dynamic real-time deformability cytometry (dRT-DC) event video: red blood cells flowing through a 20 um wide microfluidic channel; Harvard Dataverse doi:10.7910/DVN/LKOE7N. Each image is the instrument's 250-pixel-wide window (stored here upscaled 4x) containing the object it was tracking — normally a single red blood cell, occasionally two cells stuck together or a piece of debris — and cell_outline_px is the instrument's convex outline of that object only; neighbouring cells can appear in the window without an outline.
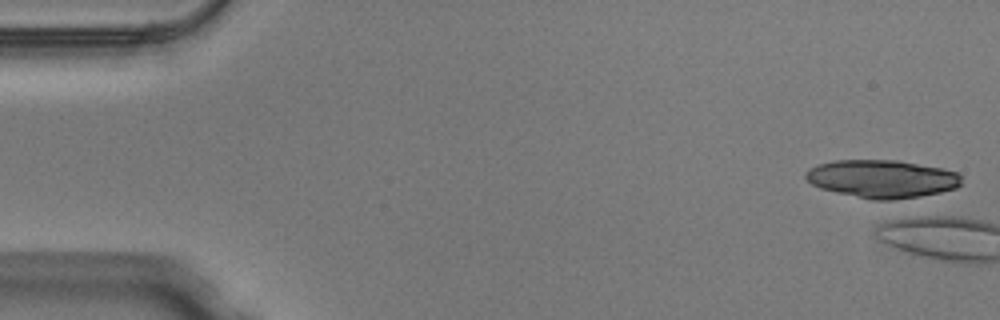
{"species": "Egyptian fruit bat (a non-hibernating species)", "species_latin": "Rousettus aegyptiacus", "temperature_condition": "warm", "stored_images_in_passage": 3, "camera_frame_rate_fps": 3000, "um_per_image_px": 0.085, "animal": {"sex": "male"}, "frame": {"image": 1, "passage_image": 1, "time_ms": 0.0, "image_size_px": [1000, 320], "cell_outline_px": [[960, 184], [956, 188], [940, 192], [920, 196], [896, 200], [872, 200], [836, 192], [820, 188], [812, 184], [804, 176], [804, 172], [808, 168], [816, 164], [832, 160], [896, 160], [944, 168], [956, 172], [960, 176]], "centroid_in_image_um": [74.93, 15.19], "position_along_channel_um": 10.1, "area_um2": 34.62}}